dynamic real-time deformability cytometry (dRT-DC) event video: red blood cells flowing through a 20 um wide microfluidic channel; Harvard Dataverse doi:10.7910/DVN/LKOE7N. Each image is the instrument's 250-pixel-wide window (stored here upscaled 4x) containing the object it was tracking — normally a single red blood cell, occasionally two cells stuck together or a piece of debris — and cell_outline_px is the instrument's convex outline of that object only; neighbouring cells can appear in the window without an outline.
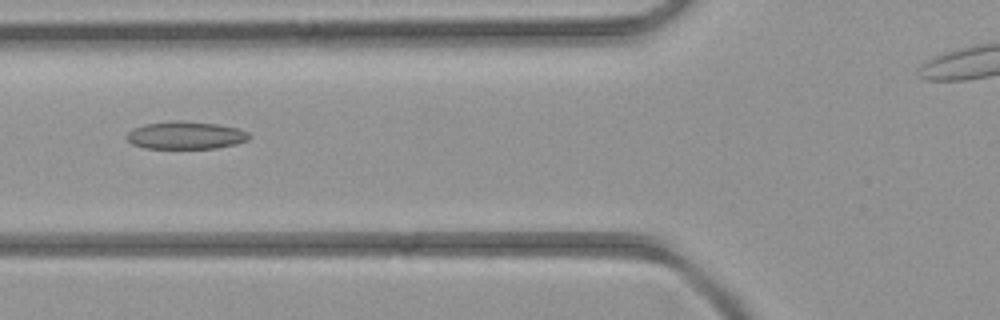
{"species": "common noctule bat (a hibernating species)", "species_latin": "Nyctalus noctula", "temperature_condition": "room temperature", "stored_images_in_passage": 4, "camera_frame_rate_fps": 3000, "um_per_image_px": 0.085, "animal": {"sex": "female", "body_mass_g": 21.9}, "frame": {"image": 1, "passage_image": 3, "time_ms": 2.333, "image_size_px": [1000, 320], "cell_outline_px": [[252, 136], [248, 140], [236, 144], [216, 148], [144, 148], [132, 144], [124, 136], [132, 128], [144, 124], [172, 120], [184, 120], [220, 124], [236, 128], [248, 132]], "centroid_in_image_um": [15.77, 11.48], "position_along_channel_um": 110.0, "area_um2": 20.06}}